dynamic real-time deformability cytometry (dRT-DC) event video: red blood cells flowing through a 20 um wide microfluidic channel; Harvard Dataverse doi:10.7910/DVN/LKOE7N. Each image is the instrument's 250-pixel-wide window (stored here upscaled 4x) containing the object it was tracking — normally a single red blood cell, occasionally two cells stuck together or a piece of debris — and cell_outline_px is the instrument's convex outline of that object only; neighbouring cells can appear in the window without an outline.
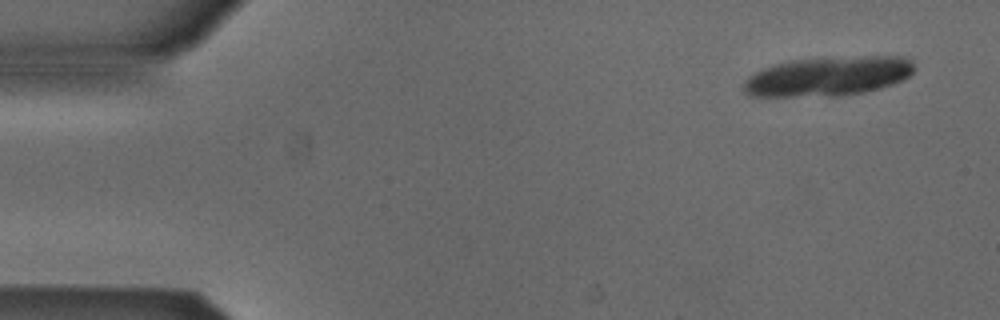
{"species": "Egyptian fruit bat (a non-hibernating species)", "species_latin": "Rousettus aegyptiacus", "temperature_condition": "cold", "stored_images_in_passage": 16, "camera_frame_rate_fps": 3000, "um_per_image_px": 0.085, "animal": {"sex": "male"}, "frame": {"image": 1, "passage_image": 1, "time_ms": 0.0, "image_size_px": [1000, 320], "cell_outline_px": [[916, 68], [904, 80], [880, 88], [864, 92], [840, 96], [748, 96], [744, 92], [744, 80], [748, 76], [772, 64], [788, 60], [864, 56], [904, 56], [912, 60]], "centroid_in_image_um": [70.41, 6.48], "position_along_channel_um": 14.6, "area_um2": 39.42}}